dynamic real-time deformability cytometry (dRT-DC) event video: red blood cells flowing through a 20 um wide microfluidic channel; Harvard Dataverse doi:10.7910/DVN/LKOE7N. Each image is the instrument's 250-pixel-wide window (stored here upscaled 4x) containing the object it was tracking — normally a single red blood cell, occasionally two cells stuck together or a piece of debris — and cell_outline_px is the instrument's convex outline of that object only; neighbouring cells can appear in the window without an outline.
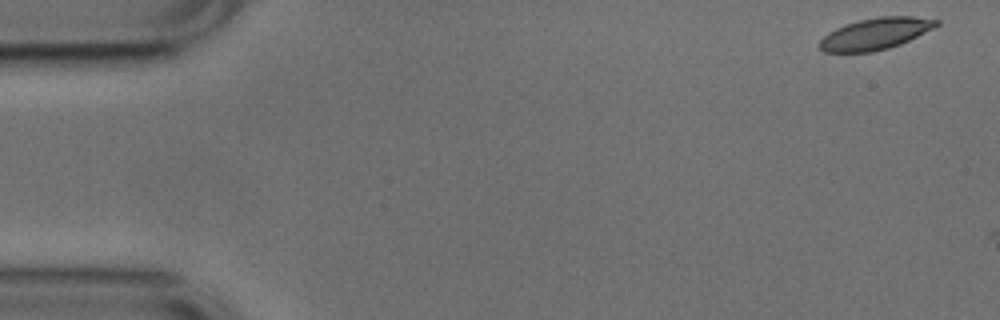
{"species": "common noctule bat (a hibernating species)", "species_latin": "Nyctalus noctula", "temperature_condition": "cold", "stored_images_in_passage": 2, "camera_frame_rate_fps": 3000, "um_per_image_px": 0.085, "animal": {"sex": "male", "body_mass_g": 17.9, "forearm_length_mm": 54.2}, "frame": {"image": 1, "passage_image": 1, "time_ms": 0.0, "image_size_px": [1000, 320], "cell_outline_px": [[940, 24], [900, 44], [888, 48], [872, 52], [824, 52], [816, 44], [828, 32], [844, 24], [860, 20], [880, 16], [912, 16], [940, 20]], "centroid_in_image_um": [74.37, 2.87], "position_along_channel_um": 10.6, "area_um2": 21.39}}